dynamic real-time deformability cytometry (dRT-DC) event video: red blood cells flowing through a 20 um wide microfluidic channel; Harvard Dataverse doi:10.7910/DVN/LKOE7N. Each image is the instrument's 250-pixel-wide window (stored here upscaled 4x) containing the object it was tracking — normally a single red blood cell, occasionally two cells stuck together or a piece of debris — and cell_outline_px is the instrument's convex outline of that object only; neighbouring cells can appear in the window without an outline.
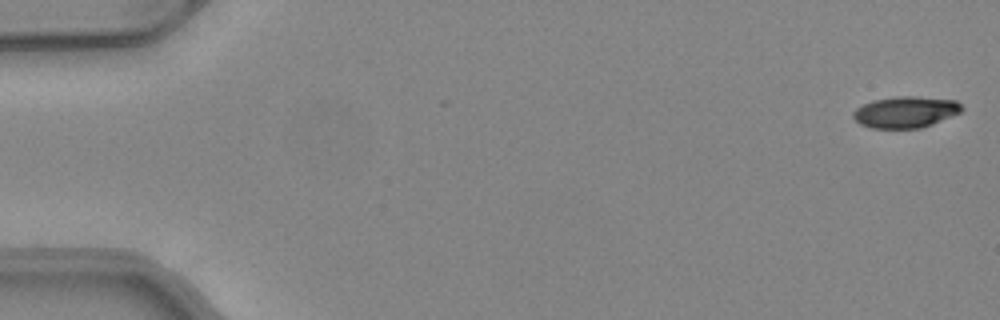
{"species": "common noctule bat (a hibernating species)", "species_latin": "Nyctalus noctula", "temperature_condition": "warm", "stored_images_in_passage": 50, "camera_frame_rate_fps": 3000, "um_per_image_px": 0.085, "animal": {"sex": "female", "body_mass_g": 24.6, "forearm_length_mm": 56.2}, "frame": {"image": 1, "passage_image": 1, "time_ms": 0.0, "image_size_px": [1000, 320], "cell_outline_px": [[964, 108], [960, 112], [932, 124], [920, 128], [872, 128], [860, 124], [852, 116], [852, 112], [856, 108], [872, 100], [900, 96], [916, 96], [956, 100]], "centroid_in_image_um": [76.96, 9.52], "position_along_channel_um": 8.0, "area_um2": 19.77}}
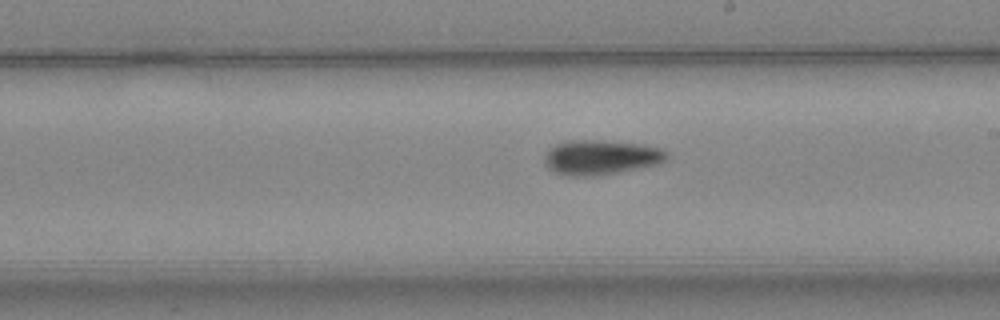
{"frame": {"image": 2, "passage_image": 29, "time_ms": 9.333, "image_size_px": [1000, 320], "cell_outline_px": [[668, 156], [664, 160], [656, 164], [640, 168], [620, 172], [596, 176], [564, 176], [552, 172], [544, 164], [544, 156], [548, 148], [556, 144], [568, 140], [600, 140], [644, 144], [660, 148], [668, 152]], "centroid_in_image_um": [51.02, 13.38], "position_along_channel_um": 238.0, "area_um2": 25.14}}
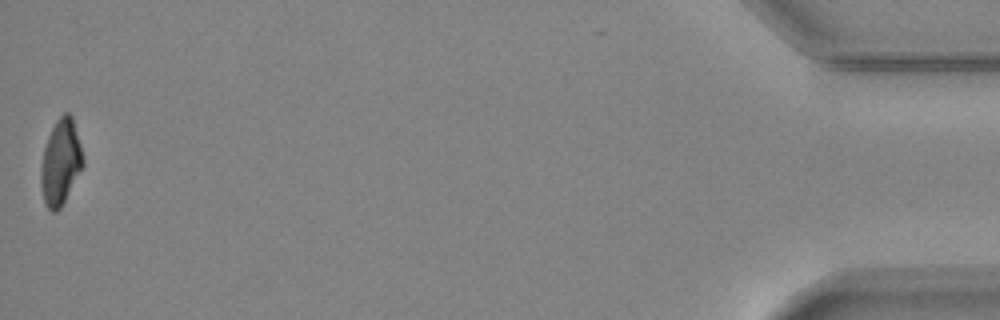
{"frame": {"image": 3, "passage_image": 50, "time_ms": 16.333, "image_size_px": [1000, 320], "cell_outline_px": [[84, 164], [60, 208], [56, 212], [52, 212], [44, 204], [40, 184], [40, 172], [44, 148], [48, 136], [56, 120], [64, 112], [68, 112], [72, 116], [80, 144], [84, 160]], "centroid_in_image_um": [5.14, 13.79], "position_along_channel_um": 430.1, "area_um2": 20.81}, "authors_computed_cell_mechanics": {"area_um2": 22.3686, "velocity_mm_per_s": 4.1278, "shape_relaxation_time_tau1_ms": 4.9346, "shape_relaxation_time_tau2_ms": null, "deformation_change_tau1": 0.1602, "deformation_change_tau2": null}}